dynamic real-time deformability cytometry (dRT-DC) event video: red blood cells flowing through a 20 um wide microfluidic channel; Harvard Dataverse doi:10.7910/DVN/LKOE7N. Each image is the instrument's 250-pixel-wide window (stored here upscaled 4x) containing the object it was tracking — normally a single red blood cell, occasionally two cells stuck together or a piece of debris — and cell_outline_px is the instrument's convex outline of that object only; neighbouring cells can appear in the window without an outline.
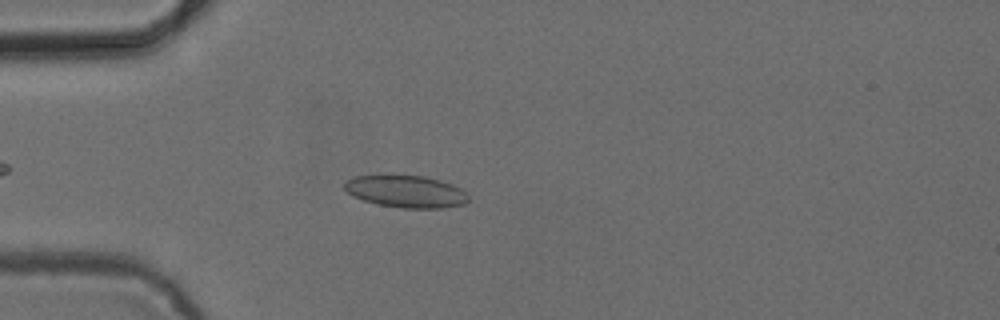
{"species": "common noctule bat (a hibernating species)", "species_latin": "Nyctalus noctula", "temperature_condition": "cold", "stored_images_in_passage": 45, "camera_frame_rate_fps": 3000, "um_per_image_px": 0.085, "animal": {"sex": "female", "body_mass_g": 24.6, "forearm_length_mm": 56.2}, "frame": {"image": 1, "passage_image": 7, "time_ms": 2.0, "image_size_px": [1000, 320], "cell_outline_px": [[472, 200], [464, 204], [444, 208], [404, 208], [376, 204], [352, 196], [344, 188], [344, 184], [348, 180], [356, 176], [380, 172], [392, 172], [424, 176], [440, 180], [452, 184], [460, 188]], "centroid_in_image_um": [34.48, 16.22], "position_along_channel_um": 50.5, "area_um2": 24.22}}
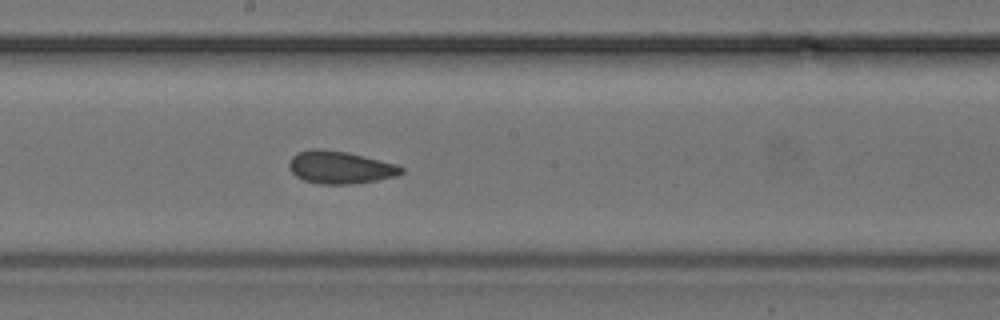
{"frame": {"image": 2, "passage_image": 21, "time_ms": 6.667, "image_size_px": [1000, 320], "cell_outline_px": [[404, 172], [396, 176], [376, 180], [352, 184], [320, 184], [304, 180], [296, 176], [288, 168], [288, 164], [292, 156], [296, 152], [312, 148], [316, 148], [348, 152], [400, 164], [404, 168]], "centroid_in_image_um": [28.93, 14.21], "position_along_channel_um": 219.3, "area_um2": 21.62}}
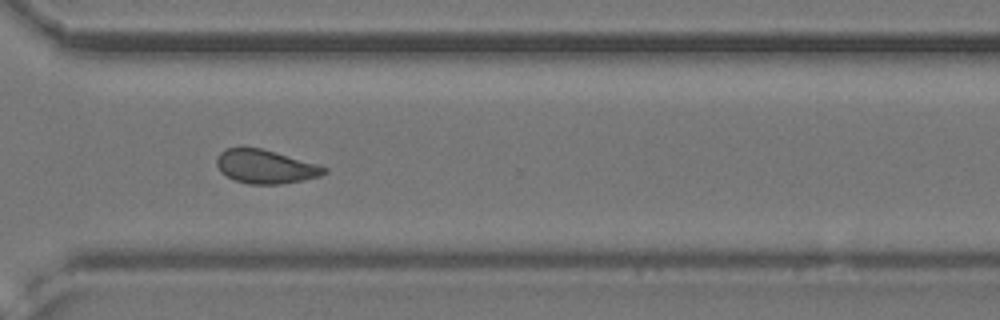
{"frame": {"image": 3, "passage_image": 31, "time_ms": 10.0, "image_size_px": [1000, 320], "cell_outline_px": [[328, 172], [320, 176], [304, 180], [280, 184], [248, 184], [236, 180], [220, 172], [216, 164], [216, 160], [220, 152], [224, 148], [260, 148], [316, 164], [328, 168]], "centroid_in_image_um": [22.55, 14.17], "position_along_channel_um": 348.0, "area_um2": 20.87}, "authors_computed_cell_mechanics": {"area_um2": 21.386, "velocity_mm_per_s": 3.874, "shape_relaxation_time_tau1_ms": null, "shape_relaxation_time_tau2_ms": 1.8159, "deformation_change_tau1": null, "deformation_change_tau2": 0.075}}